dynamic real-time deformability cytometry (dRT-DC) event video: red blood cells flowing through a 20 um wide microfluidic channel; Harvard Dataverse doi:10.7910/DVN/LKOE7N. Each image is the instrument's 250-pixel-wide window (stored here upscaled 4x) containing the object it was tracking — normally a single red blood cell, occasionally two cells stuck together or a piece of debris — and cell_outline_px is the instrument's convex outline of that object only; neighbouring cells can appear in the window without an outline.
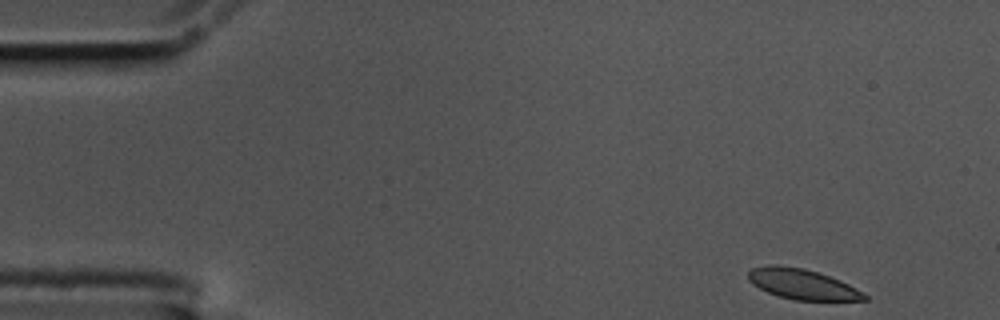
{"species": "common noctule bat (a hibernating species)", "species_latin": "Nyctalus noctula", "temperature_condition": "cold", "stored_images_in_passage": 20, "camera_frame_rate_fps": 3000, "um_per_image_px": 0.085, "animal": {"sex": "male", "body_mass_g": 17.5, "forearm_length_mm": 52.3}, "frame": {"image": 1, "passage_image": 1, "time_ms": 0.0, "image_size_px": [1000, 320], "cell_outline_px": [[868, 300], [792, 300], [768, 292], [752, 284], [748, 280], [748, 268], [768, 264], [772, 264], [804, 268], [840, 280], [856, 288], [868, 296]], "centroid_in_image_um": [68.15, 24.14], "position_along_channel_um": 16.9, "area_um2": 20.52}}
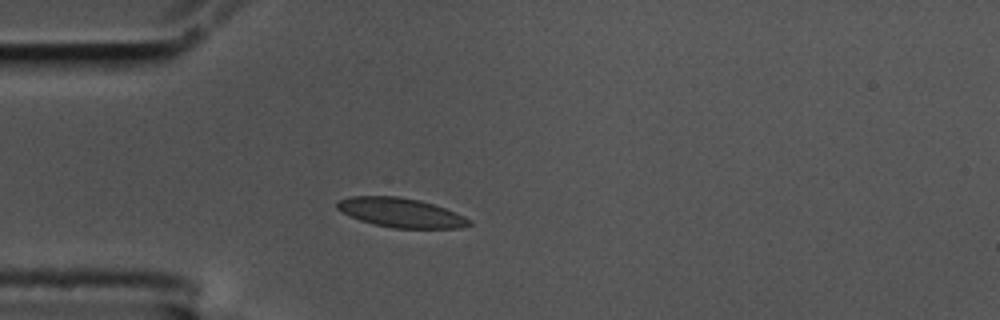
{"frame": {"image": 2, "passage_image": 12, "time_ms": 3.667, "image_size_px": [1000, 320], "cell_outline_px": [[472, 224], [460, 228], [392, 228], [372, 224], [360, 220], [340, 212], [336, 208], [336, 200], [352, 196], [396, 196], [420, 200], [444, 208], [464, 216], [472, 220]], "centroid_in_image_um": [34.03, 18.08], "position_along_channel_um": 51.0, "area_um2": 22.66}}
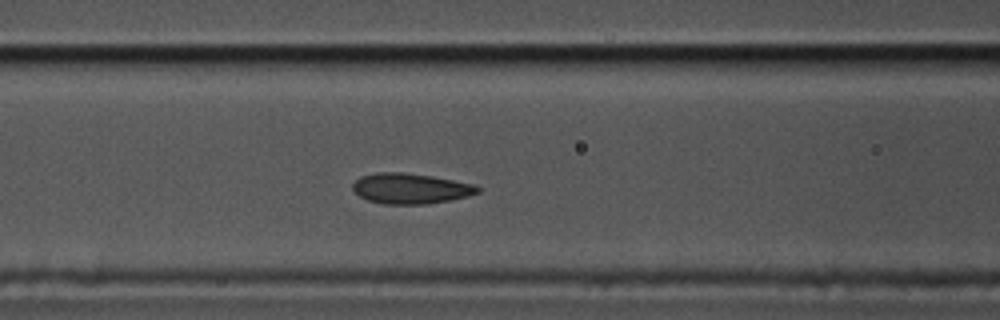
{"frame": {"image": 3, "passage_image": 20, "time_ms": 6.333, "image_size_px": [1000, 320], "cell_outline_px": [[480, 192], [468, 196], [428, 204], [384, 204], [368, 200], [360, 196], [352, 188], [352, 184], [360, 176], [376, 172], [404, 172], [432, 176], [472, 184], [480, 188]], "centroid_in_image_um": [34.87, 16.02], "position_along_channel_um": 131.7, "area_um2": 22.08}}